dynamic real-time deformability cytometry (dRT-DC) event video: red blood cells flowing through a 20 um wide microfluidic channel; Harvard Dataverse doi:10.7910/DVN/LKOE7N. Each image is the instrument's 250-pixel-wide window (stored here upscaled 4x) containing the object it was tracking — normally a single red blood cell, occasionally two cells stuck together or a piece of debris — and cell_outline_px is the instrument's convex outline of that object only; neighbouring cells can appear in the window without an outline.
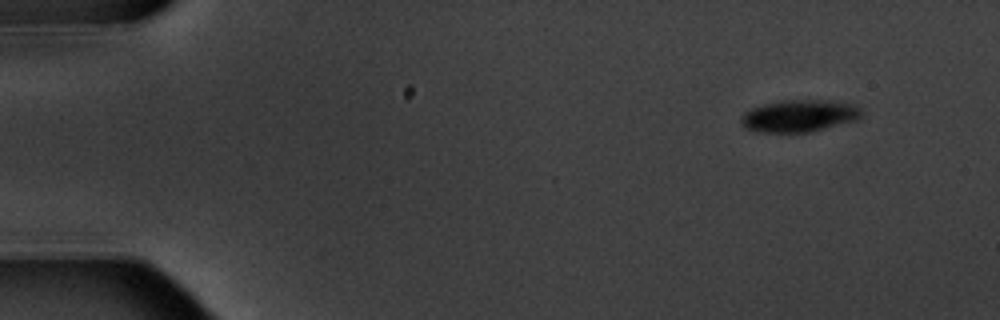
{"species": "common noctule bat (a hibernating species)", "species_latin": "Nyctalus noctula", "temperature_condition": "warm", "stored_images_in_passage": 10, "camera_frame_rate_fps": 3000, "um_per_image_px": 0.085, "animal": {"sex": "male", "body_mass_g": 20.1, "forearm_length_mm": 53.5}, "frame": {"image": 1, "passage_image": 1, "time_ms": 0.0, "image_size_px": [1000, 320], "cell_outline_px": [[864, 116], [860, 120], [808, 132], [760, 132], [748, 128], [740, 120], [740, 116], [744, 112], [752, 108], [764, 104], [780, 100], [828, 100], [852, 104], [860, 108]], "centroid_in_image_um": [67.99, 9.84], "position_along_channel_um": 17.0, "area_um2": 22.6}}
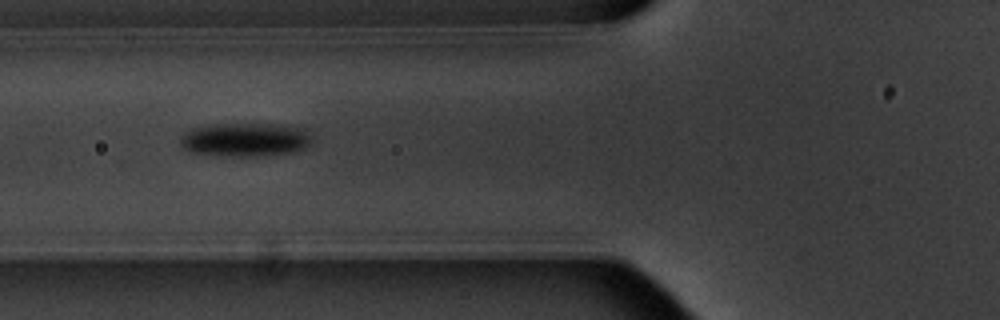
{"frame": {"image": 2, "passage_image": 6, "time_ms": 5.667, "image_size_px": [1000, 320], "cell_outline_px": [[308, 144], [304, 148], [292, 152], [252, 156], [232, 156], [196, 152], [184, 148], [180, 144], [180, 140], [184, 132], [192, 128], [216, 124], [256, 124], [296, 128], [304, 132], [308, 136]], "centroid_in_image_um": [20.72, 11.88], "position_along_channel_um": 105.1, "area_um2": 24.62}}
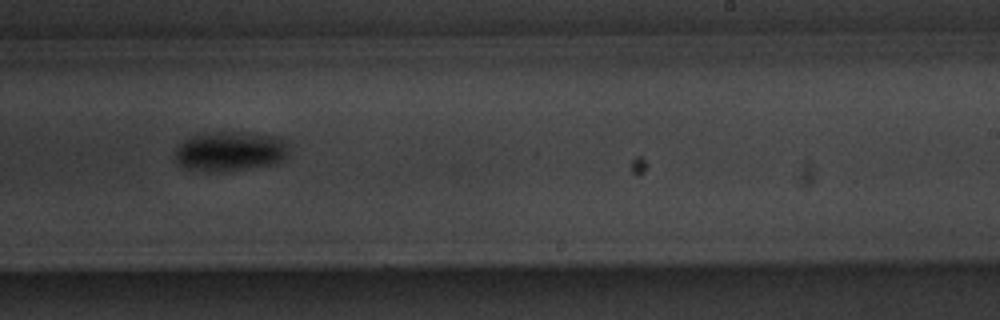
{"frame": {"image": 3, "passage_image": 10, "time_ms": 10.333, "image_size_px": [1000, 320], "cell_outline_px": [[288, 156], [284, 160], [276, 164], [232, 172], [208, 172], [188, 168], [176, 164], [176, 148], [184, 140], [192, 136], [216, 132], [248, 132], [272, 136], [288, 144]], "centroid_in_image_um": [19.58, 12.9], "position_along_channel_um": 269.4, "area_um2": 26.65}}